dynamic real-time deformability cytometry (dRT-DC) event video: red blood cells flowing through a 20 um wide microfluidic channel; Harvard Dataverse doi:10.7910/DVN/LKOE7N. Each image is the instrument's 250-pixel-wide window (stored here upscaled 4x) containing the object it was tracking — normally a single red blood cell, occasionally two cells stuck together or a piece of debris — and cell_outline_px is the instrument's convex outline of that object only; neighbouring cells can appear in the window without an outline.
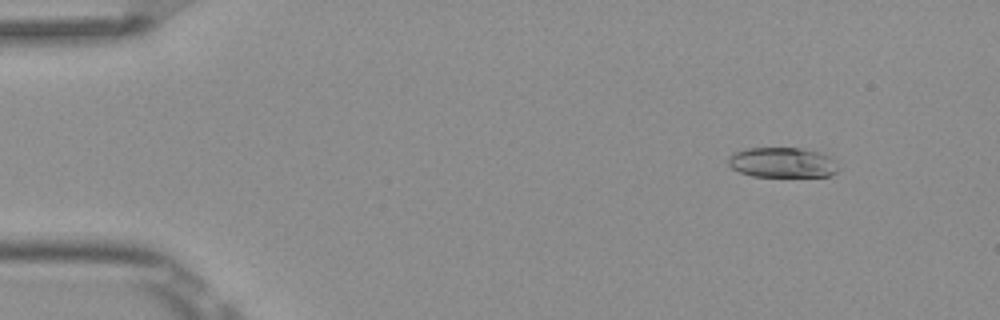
{"species": "Egyptian fruit bat (a non-hibernating species)", "species_latin": "Rousettus aegyptiacus", "temperature_condition": "room temperature", "stored_images_in_passage": 4, "camera_frame_rate_fps": 3000, "um_per_image_px": 0.085, "frame": {"image": 1, "passage_image": 1, "time_ms": 0.0, "image_size_px": [1000, 320], "cell_outline_px": [[840, 168], [836, 172], [828, 176], [752, 176], [740, 172], [732, 168], [728, 164], [728, 156], [736, 152], [748, 148], [800, 148], [820, 152], [836, 160]], "centroid_in_image_um": [66.53, 13.81], "position_along_channel_um": 18.5, "area_um2": 19.36}}
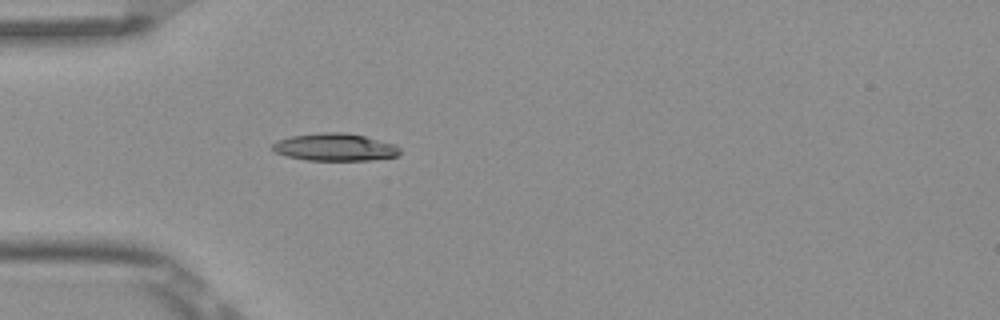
{"frame": {"image": 2, "passage_image": 4, "time_ms": 1.0, "image_size_px": [1000, 320], "cell_outline_px": [[400, 152], [396, 156], [372, 160], [308, 160], [288, 156], [276, 152], [272, 148], [272, 144], [276, 140], [292, 136], [324, 132], [340, 132], [364, 136], [396, 144], [400, 148]], "centroid_in_image_um": [28.48, 12.51], "position_along_channel_um": 56.5, "area_um2": 20.23}}